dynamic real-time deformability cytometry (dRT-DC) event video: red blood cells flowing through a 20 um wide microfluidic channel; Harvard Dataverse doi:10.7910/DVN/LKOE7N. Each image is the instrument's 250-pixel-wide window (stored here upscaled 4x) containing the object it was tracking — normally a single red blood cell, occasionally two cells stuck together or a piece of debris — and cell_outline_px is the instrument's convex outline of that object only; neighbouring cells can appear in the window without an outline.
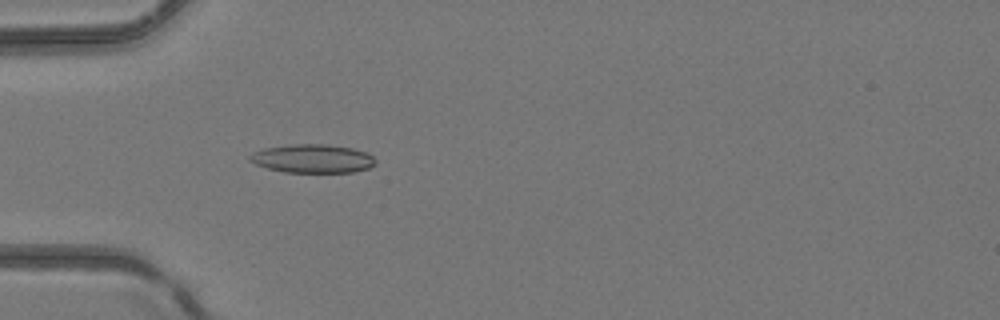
{"species": "common noctule bat (a hibernating species)", "species_latin": "Nyctalus noctula", "temperature_condition": "room temperature", "stored_images_in_passage": 4, "camera_frame_rate_fps": 3000, "um_per_image_px": 0.085, "animal": {"sex": "female", "body_mass_g": 24.6, "forearm_length_mm": 56.2}, "frame": {"image": 1, "passage_image": 4, "time_ms": 3.333, "image_size_px": [1000, 320], "cell_outline_px": [[376, 164], [368, 168], [352, 172], [284, 172], [268, 168], [256, 164], [248, 160], [248, 156], [252, 152], [264, 148], [292, 144], [328, 144], [352, 148], [364, 152], [372, 156], [376, 160]], "centroid_in_image_um": [26.55, 13.47], "position_along_channel_um": 58.5, "area_um2": 20.92}}